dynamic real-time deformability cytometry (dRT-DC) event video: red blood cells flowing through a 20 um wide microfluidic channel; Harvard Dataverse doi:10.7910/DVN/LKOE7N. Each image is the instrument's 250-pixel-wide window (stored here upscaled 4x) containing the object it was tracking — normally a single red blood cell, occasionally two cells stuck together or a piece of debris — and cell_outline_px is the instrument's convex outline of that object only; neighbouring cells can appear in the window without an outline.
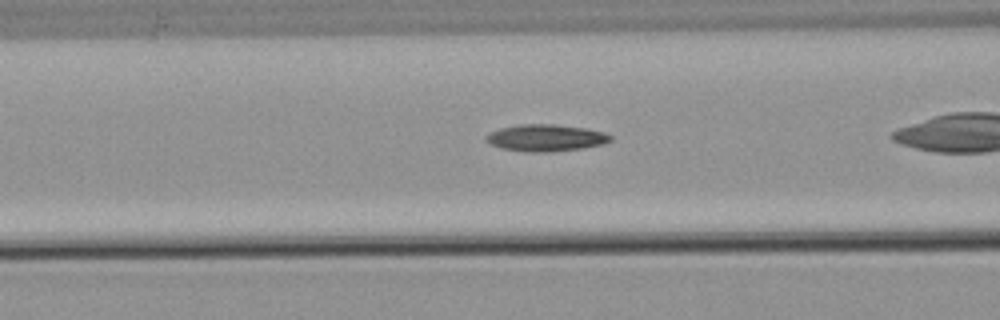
{"species": "common noctule bat (a hibernating species)", "species_latin": "Nyctalus noctula", "temperature_condition": "warm", "stored_images_in_passage": 40, "camera_frame_rate_fps": 3000, "um_per_image_px": 0.085, "animal": {"sex": "male", "body_mass_g": 21.5, "forearm_length_mm": 52.0}, "frame": {"image": 1, "passage_image": 19, "time_ms": 6.0, "image_size_px": [1000, 320], "cell_outline_px": [[612, 140], [604, 144], [584, 148], [552, 152], [532, 152], [504, 148], [492, 144], [484, 140], [484, 136], [500, 128], [520, 124], [556, 124], [584, 128], [604, 132], [612, 136]], "centroid_in_image_um": [46.43, 11.71], "position_along_channel_um": 120.2, "area_um2": 19.42}}
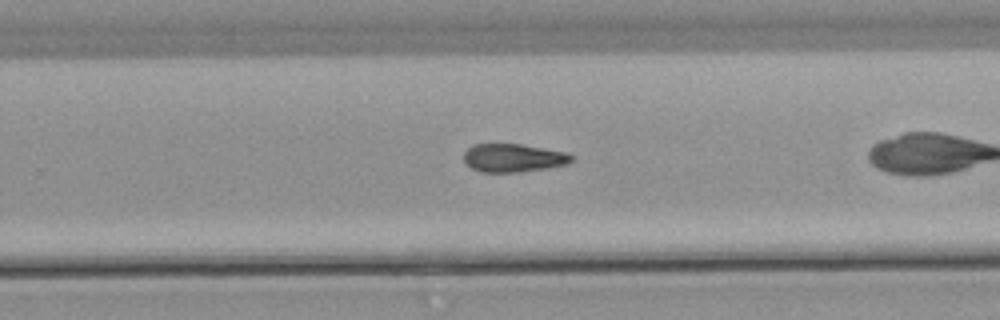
{"frame": {"image": 2, "passage_image": 32, "time_ms": 10.333, "image_size_px": [1000, 320], "cell_outline_px": [[572, 160], [568, 164], [548, 168], [520, 172], [480, 172], [472, 168], [464, 160], [464, 152], [472, 144], [520, 144], [568, 152], [572, 156]], "centroid_in_image_um": [43.64, 13.42], "position_along_channel_um": 286.2, "area_um2": 17.8}}